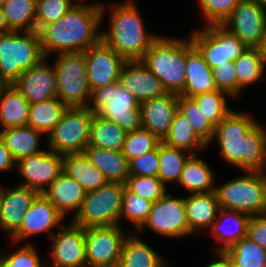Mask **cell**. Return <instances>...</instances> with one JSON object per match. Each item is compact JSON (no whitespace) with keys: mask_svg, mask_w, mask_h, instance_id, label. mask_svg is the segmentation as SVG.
<instances>
[{"mask_svg":"<svg viewBox=\"0 0 266 267\" xmlns=\"http://www.w3.org/2000/svg\"><path fill=\"white\" fill-rule=\"evenodd\" d=\"M247 47H264L266 43V12L257 0H241L222 23Z\"/></svg>","mask_w":266,"mask_h":267,"instance_id":"5bb4252c","label":"cell"},{"mask_svg":"<svg viewBox=\"0 0 266 267\" xmlns=\"http://www.w3.org/2000/svg\"><path fill=\"white\" fill-rule=\"evenodd\" d=\"M105 9L102 3L77 2L63 17L50 24L47 38L41 46L44 56L50 58L53 52H85L98 44Z\"/></svg>","mask_w":266,"mask_h":267,"instance_id":"7a4b0ae2","label":"cell"},{"mask_svg":"<svg viewBox=\"0 0 266 267\" xmlns=\"http://www.w3.org/2000/svg\"><path fill=\"white\" fill-rule=\"evenodd\" d=\"M237 85L244 90L246 86L264 81L266 61L264 51L258 47H247L234 61Z\"/></svg>","mask_w":266,"mask_h":267,"instance_id":"d6a6232c","label":"cell"},{"mask_svg":"<svg viewBox=\"0 0 266 267\" xmlns=\"http://www.w3.org/2000/svg\"><path fill=\"white\" fill-rule=\"evenodd\" d=\"M230 96L222 91L200 93L192 98L197 102L200 110L205 114L214 127H216L232 109L226 104Z\"/></svg>","mask_w":266,"mask_h":267,"instance_id":"ab89813d","label":"cell"},{"mask_svg":"<svg viewBox=\"0 0 266 267\" xmlns=\"http://www.w3.org/2000/svg\"><path fill=\"white\" fill-rule=\"evenodd\" d=\"M129 233L120 225L86 228L87 267H118L121 248Z\"/></svg>","mask_w":266,"mask_h":267,"instance_id":"4fadbf2b","label":"cell"},{"mask_svg":"<svg viewBox=\"0 0 266 267\" xmlns=\"http://www.w3.org/2000/svg\"><path fill=\"white\" fill-rule=\"evenodd\" d=\"M222 185L214 186V194L221 208L239 211L248 216L266 214V174L245 171Z\"/></svg>","mask_w":266,"mask_h":267,"instance_id":"5b68a950","label":"cell"},{"mask_svg":"<svg viewBox=\"0 0 266 267\" xmlns=\"http://www.w3.org/2000/svg\"><path fill=\"white\" fill-rule=\"evenodd\" d=\"M42 194L65 217L69 212L74 211V216L79 212L87 193L77 181L62 172Z\"/></svg>","mask_w":266,"mask_h":267,"instance_id":"cb8c5ba5","label":"cell"},{"mask_svg":"<svg viewBox=\"0 0 266 267\" xmlns=\"http://www.w3.org/2000/svg\"><path fill=\"white\" fill-rule=\"evenodd\" d=\"M75 4L73 0H37L36 14L52 24L63 17Z\"/></svg>","mask_w":266,"mask_h":267,"instance_id":"681fc988","label":"cell"},{"mask_svg":"<svg viewBox=\"0 0 266 267\" xmlns=\"http://www.w3.org/2000/svg\"><path fill=\"white\" fill-rule=\"evenodd\" d=\"M247 237L266 250V214L250 216Z\"/></svg>","mask_w":266,"mask_h":267,"instance_id":"816d5d0a","label":"cell"},{"mask_svg":"<svg viewBox=\"0 0 266 267\" xmlns=\"http://www.w3.org/2000/svg\"><path fill=\"white\" fill-rule=\"evenodd\" d=\"M191 154L187 151L159 144L158 178L166 184L178 183L184 164Z\"/></svg>","mask_w":266,"mask_h":267,"instance_id":"8d00e7d4","label":"cell"},{"mask_svg":"<svg viewBox=\"0 0 266 267\" xmlns=\"http://www.w3.org/2000/svg\"><path fill=\"white\" fill-rule=\"evenodd\" d=\"M250 114L231 110L212 138L224 162L245 171L266 170V129Z\"/></svg>","mask_w":266,"mask_h":267,"instance_id":"6da1fadb","label":"cell"},{"mask_svg":"<svg viewBox=\"0 0 266 267\" xmlns=\"http://www.w3.org/2000/svg\"><path fill=\"white\" fill-rule=\"evenodd\" d=\"M87 79L91 90L119 82L120 71L126 60L102 40L85 52Z\"/></svg>","mask_w":266,"mask_h":267,"instance_id":"e0dca14e","label":"cell"},{"mask_svg":"<svg viewBox=\"0 0 266 267\" xmlns=\"http://www.w3.org/2000/svg\"><path fill=\"white\" fill-rule=\"evenodd\" d=\"M44 58L41 46L21 31L0 33V75L10 84Z\"/></svg>","mask_w":266,"mask_h":267,"instance_id":"8fae6325","label":"cell"},{"mask_svg":"<svg viewBox=\"0 0 266 267\" xmlns=\"http://www.w3.org/2000/svg\"><path fill=\"white\" fill-rule=\"evenodd\" d=\"M50 24L35 14L24 26L21 32L31 41L42 46L47 38Z\"/></svg>","mask_w":266,"mask_h":267,"instance_id":"f907efd6","label":"cell"},{"mask_svg":"<svg viewBox=\"0 0 266 267\" xmlns=\"http://www.w3.org/2000/svg\"><path fill=\"white\" fill-rule=\"evenodd\" d=\"M30 103L14 84L0 100V130L26 126Z\"/></svg>","mask_w":266,"mask_h":267,"instance_id":"1f68e13d","label":"cell"},{"mask_svg":"<svg viewBox=\"0 0 266 267\" xmlns=\"http://www.w3.org/2000/svg\"><path fill=\"white\" fill-rule=\"evenodd\" d=\"M17 161L13 158L8 148L5 146L3 139L0 136V173L16 170Z\"/></svg>","mask_w":266,"mask_h":267,"instance_id":"f5cc1de1","label":"cell"},{"mask_svg":"<svg viewBox=\"0 0 266 267\" xmlns=\"http://www.w3.org/2000/svg\"><path fill=\"white\" fill-rule=\"evenodd\" d=\"M125 185L132 193L152 203L168 193V188L158 177L129 176Z\"/></svg>","mask_w":266,"mask_h":267,"instance_id":"ee69618b","label":"cell"},{"mask_svg":"<svg viewBox=\"0 0 266 267\" xmlns=\"http://www.w3.org/2000/svg\"><path fill=\"white\" fill-rule=\"evenodd\" d=\"M119 84L140 104L168 93L161 80L141 60L126 61L120 71Z\"/></svg>","mask_w":266,"mask_h":267,"instance_id":"ffe728a7","label":"cell"},{"mask_svg":"<svg viewBox=\"0 0 266 267\" xmlns=\"http://www.w3.org/2000/svg\"><path fill=\"white\" fill-rule=\"evenodd\" d=\"M233 267H263L266 264V250L248 237L225 251Z\"/></svg>","mask_w":266,"mask_h":267,"instance_id":"f35d334b","label":"cell"},{"mask_svg":"<svg viewBox=\"0 0 266 267\" xmlns=\"http://www.w3.org/2000/svg\"><path fill=\"white\" fill-rule=\"evenodd\" d=\"M215 173L206 161L191 154L186 160L178 184L189 194L213 192Z\"/></svg>","mask_w":266,"mask_h":267,"instance_id":"f546056e","label":"cell"},{"mask_svg":"<svg viewBox=\"0 0 266 267\" xmlns=\"http://www.w3.org/2000/svg\"><path fill=\"white\" fill-rule=\"evenodd\" d=\"M178 111L189 120L194 132L207 145H211L215 127L200 110L192 97L178 95Z\"/></svg>","mask_w":266,"mask_h":267,"instance_id":"74e56055","label":"cell"},{"mask_svg":"<svg viewBox=\"0 0 266 267\" xmlns=\"http://www.w3.org/2000/svg\"><path fill=\"white\" fill-rule=\"evenodd\" d=\"M217 260L211 261L205 267H233L230 257L225 251H217Z\"/></svg>","mask_w":266,"mask_h":267,"instance_id":"db71d44e","label":"cell"},{"mask_svg":"<svg viewBox=\"0 0 266 267\" xmlns=\"http://www.w3.org/2000/svg\"><path fill=\"white\" fill-rule=\"evenodd\" d=\"M184 202L187 222L193 234L210 229L221 209L214 192L189 194L184 197Z\"/></svg>","mask_w":266,"mask_h":267,"instance_id":"484cf974","label":"cell"},{"mask_svg":"<svg viewBox=\"0 0 266 267\" xmlns=\"http://www.w3.org/2000/svg\"><path fill=\"white\" fill-rule=\"evenodd\" d=\"M87 107L127 133L142 127L140 103L119 82L92 90Z\"/></svg>","mask_w":266,"mask_h":267,"instance_id":"8992f818","label":"cell"},{"mask_svg":"<svg viewBox=\"0 0 266 267\" xmlns=\"http://www.w3.org/2000/svg\"><path fill=\"white\" fill-rule=\"evenodd\" d=\"M10 85L11 84L0 75V100L3 98L5 91Z\"/></svg>","mask_w":266,"mask_h":267,"instance_id":"9f6ffc18","label":"cell"},{"mask_svg":"<svg viewBox=\"0 0 266 267\" xmlns=\"http://www.w3.org/2000/svg\"><path fill=\"white\" fill-rule=\"evenodd\" d=\"M110 11L109 26L101 31V40L126 61L141 60L160 35L146 31L134 0L114 3Z\"/></svg>","mask_w":266,"mask_h":267,"instance_id":"3957f363","label":"cell"},{"mask_svg":"<svg viewBox=\"0 0 266 267\" xmlns=\"http://www.w3.org/2000/svg\"><path fill=\"white\" fill-rule=\"evenodd\" d=\"M250 216L239 211L221 208L213 222L210 233L218 241L216 251H226L241 239L247 237Z\"/></svg>","mask_w":266,"mask_h":267,"instance_id":"d4e9b609","label":"cell"},{"mask_svg":"<svg viewBox=\"0 0 266 267\" xmlns=\"http://www.w3.org/2000/svg\"><path fill=\"white\" fill-rule=\"evenodd\" d=\"M6 0H0V7H2L4 5Z\"/></svg>","mask_w":266,"mask_h":267,"instance_id":"94428289","label":"cell"},{"mask_svg":"<svg viewBox=\"0 0 266 267\" xmlns=\"http://www.w3.org/2000/svg\"><path fill=\"white\" fill-rule=\"evenodd\" d=\"M45 60L46 57L32 68L24 70L14 83L30 104L57 97L55 70L53 65Z\"/></svg>","mask_w":266,"mask_h":267,"instance_id":"d6986e66","label":"cell"},{"mask_svg":"<svg viewBox=\"0 0 266 267\" xmlns=\"http://www.w3.org/2000/svg\"><path fill=\"white\" fill-rule=\"evenodd\" d=\"M39 193L34 189L17 185L7 189L0 186V228L10 237L20 228L24 215Z\"/></svg>","mask_w":266,"mask_h":267,"instance_id":"44dd1931","label":"cell"},{"mask_svg":"<svg viewBox=\"0 0 266 267\" xmlns=\"http://www.w3.org/2000/svg\"><path fill=\"white\" fill-rule=\"evenodd\" d=\"M188 38V40L186 39V79L181 95L193 97L200 93L217 90L212 69L193 46L190 37Z\"/></svg>","mask_w":266,"mask_h":267,"instance_id":"603a6c76","label":"cell"},{"mask_svg":"<svg viewBox=\"0 0 266 267\" xmlns=\"http://www.w3.org/2000/svg\"><path fill=\"white\" fill-rule=\"evenodd\" d=\"M165 145L195 154V151L207 149V145L194 132L189 120L177 111L169 133L162 141Z\"/></svg>","mask_w":266,"mask_h":267,"instance_id":"e575fe53","label":"cell"},{"mask_svg":"<svg viewBox=\"0 0 266 267\" xmlns=\"http://www.w3.org/2000/svg\"><path fill=\"white\" fill-rule=\"evenodd\" d=\"M68 107L58 98L30 104L27 126L47 135L61 120Z\"/></svg>","mask_w":266,"mask_h":267,"instance_id":"836d02e7","label":"cell"},{"mask_svg":"<svg viewBox=\"0 0 266 267\" xmlns=\"http://www.w3.org/2000/svg\"><path fill=\"white\" fill-rule=\"evenodd\" d=\"M262 9L266 12V0H257Z\"/></svg>","mask_w":266,"mask_h":267,"instance_id":"6f0895ef","label":"cell"},{"mask_svg":"<svg viewBox=\"0 0 266 267\" xmlns=\"http://www.w3.org/2000/svg\"><path fill=\"white\" fill-rule=\"evenodd\" d=\"M193 46L210 66H223L237 60L247 46L222 24L205 25L191 32Z\"/></svg>","mask_w":266,"mask_h":267,"instance_id":"30bf717a","label":"cell"},{"mask_svg":"<svg viewBox=\"0 0 266 267\" xmlns=\"http://www.w3.org/2000/svg\"><path fill=\"white\" fill-rule=\"evenodd\" d=\"M142 127L163 141L178 111V94L167 93L140 104Z\"/></svg>","mask_w":266,"mask_h":267,"instance_id":"7402d4cb","label":"cell"},{"mask_svg":"<svg viewBox=\"0 0 266 267\" xmlns=\"http://www.w3.org/2000/svg\"><path fill=\"white\" fill-rule=\"evenodd\" d=\"M8 32V25L2 7H0V33Z\"/></svg>","mask_w":266,"mask_h":267,"instance_id":"11a10c76","label":"cell"},{"mask_svg":"<svg viewBox=\"0 0 266 267\" xmlns=\"http://www.w3.org/2000/svg\"><path fill=\"white\" fill-rule=\"evenodd\" d=\"M83 154L92 165L103 172L108 182L126 184L130 176L129 161L122 151L88 146Z\"/></svg>","mask_w":266,"mask_h":267,"instance_id":"4316f807","label":"cell"},{"mask_svg":"<svg viewBox=\"0 0 266 267\" xmlns=\"http://www.w3.org/2000/svg\"><path fill=\"white\" fill-rule=\"evenodd\" d=\"M62 172L77 181L86 193L94 192L108 183L103 172L92 165L83 153L63 155Z\"/></svg>","mask_w":266,"mask_h":267,"instance_id":"f1b7e54d","label":"cell"},{"mask_svg":"<svg viewBox=\"0 0 266 267\" xmlns=\"http://www.w3.org/2000/svg\"><path fill=\"white\" fill-rule=\"evenodd\" d=\"M151 206L152 202L132 193L125 186L120 220L124 218L131 222L135 230L131 232L136 233L147 221L151 211Z\"/></svg>","mask_w":266,"mask_h":267,"instance_id":"60d3db41","label":"cell"},{"mask_svg":"<svg viewBox=\"0 0 266 267\" xmlns=\"http://www.w3.org/2000/svg\"><path fill=\"white\" fill-rule=\"evenodd\" d=\"M161 142L149 130L141 127L127 133L122 153L130 162L155 149Z\"/></svg>","mask_w":266,"mask_h":267,"instance_id":"7bdbcfd3","label":"cell"},{"mask_svg":"<svg viewBox=\"0 0 266 267\" xmlns=\"http://www.w3.org/2000/svg\"><path fill=\"white\" fill-rule=\"evenodd\" d=\"M138 235L130 232L125 238L118 267H164L167 260Z\"/></svg>","mask_w":266,"mask_h":267,"instance_id":"83f0119b","label":"cell"},{"mask_svg":"<svg viewBox=\"0 0 266 267\" xmlns=\"http://www.w3.org/2000/svg\"><path fill=\"white\" fill-rule=\"evenodd\" d=\"M0 267H4V264H3V261H2L1 253H0Z\"/></svg>","mask_w":266,"mask_h":267,"instance_id":"91938a15","label":"cell"},{"mask_svg":"<svg viewBox=\"0 0 266 267\" xmlns=\"http://www.w3.org/2000/svg\"><path fill=\"white\" fill-rule=\"evenodd\" d=\"M146 228L169 239L178 240L192 235L187 222L184 198L171 197V194L166 193L152 203L147 221L136 233L140 234Z\"/></svg>","mask_w":266,"mask_h":267,"instance_id":"7c38bea8","label":"cell"},{"mask_svg":"<svg viewBox=\"0 0 266 267\" xmlns=\"http://www.w3.org/2000/svg\"><path fill=\"white\" fill-rule=\"evenodd\" d=\"M205 25L222 24L241 0H197Z\"/></svg>","mask_w":266,"mask_h":267,"instance_id":"f6af8a7d","label":"cell"},{"mask_svg":"<svg viewBox=\"0 0 266 267\" xmlns=\"http://www.w3.org/2000/svg\"><path fill=\"white\" fill-rule=\"evenodd\" d=\"M42 135V132L27 125L0 130L5 146L16 161L43 151L39 144Z\"/></svg>","mask_w":266,"mask_h":267,"instance_id":"4dcf8cb0","label":"cell"},{"mask_svg":"<svg viewBox=\"0 0 266 267\" xmlns=\"http://www.w3.org/2000/svg\"><path fill=\"white\" fill-rule=\"evenodd\" d=\"M65 217L54 207V205L39 193L24 215L20 228L11 236V243H20L34 235L48 232L50 238L54 232L51 230L60 228Z\"/></svg>","mask_w":266,"mask_h":267,"instance_id":"ac0fdd59","label":"cell"},{"mask_svg":"<svg viewBox=\"0 0 266 267\" xmlns=\"http://www.w3.org/2000/svg\"><path fill=\"white\" fill-rule=\"evenodd\" d=\"M63 155L48 149L20 158L16 170L24 182L18 184L42 193L62 173Z\"/></svg>","mask_w":266,"mask_h":267,"instance_id":"9a60e30c","label":"cell"},{"mask_svg":"<svg viewBox=\"0 0 266 267\" xmlns=\"http://www.w3.org/2000/svg\"><path fill=\"white\" fill-rule=\"evenodd\" d=\"M125 184L108 182L86 194L79 212L71 221L82 228L121 225L120 214Z\"/></svg>","mask_w":266,"mask_h":267,"instance_id":"ba28073f","label":"cell"},{"mask_svg":"<svg viewBox=\"0 0 266 267\" xmlns=\"http://www.w3.org/2000/svg\"><path fill=\"white\" fill-rule=\"evenodd\" d=\"M159 145L144 155L129 162L130 176L158 177Z\"/></svg>","mask_w":266,"mask_h":267,"instance_id":"c3c4849f","label":"cell"},{"mask_svg":"<svg viewBox=\"0 0 266 267\" xmlns=\"http://www.w3.org/2000/svg\"><path fill=\"white\" fill-rule=\"evenodd\" d=\"M212 74L217 90L227 93L232 99L233 97H239L241 92H243L237 85L234 62L212 68Z\"/></svg>","mask_w":266,"mask_h":267,"instance_id":"7dc6e473","label":"cell"},{"mask_svg":"<svg viewBox=\"0 0 266 267\" xmlns=\"http://www.w3.org/2000/svg\"><path fill=\"white\" fill-rule=\"evenodd\" d=\"M37 0H6L2 6L9 31H21L36 14Z\"/></svg>","mask_w":266,"mask_h":267,"instance_id":"b9f144b4","label":"cell"},{"mask_svg":"<svg viewBox=\"0 0 266 267\" xmlns=\"http://www.w3.org/2000/svg\"><path fill=\"white\" fill-rule=\"evenodd\" d=\"M127 132L116 123L94 114L91 122L89 146L122 151Z\"/></svg>","mask_w":266,"mask_h":267,"instance_id":"d590c367","label":"cell"},{"mask_svg":"<svg viewBox=\"0 0 266 267\" xmlns=\"http://www.w3.org/2000/svg\"><path fill=\"white\" fill-rule=\"evenodd\" d=\"M54 61L57 97L67 107H87L92 90L87 79L84 52L58 53Z\"/></svg>","mask_w":266,"mask_h":267,"instance_id":"52a82bcc","label":"cell"},{"mask_svg":"<svg viewBox=\"0 0 266 267\" xmlns=\"http://www.w3.org/2000/svg\"><path fill=\"white\" fill-rule=\"evenodd\" d=\"M51 265L47 267H86L85 229L72 221L63 224L51 237Z\"/></svg>","mask_w":266,"mask_h":267,"instance_id":"2e32d148","label":"cell"},{"mask_svg":"<svg viewBox=\"0 0 266 267\" xmlns=\"http://www.w3.org/2000/svg\"><path fill=\"white\" fill-rule=\"evenodd\" d=\"M263 51H264V57H265V61H266V43H265V45L263 47Z\"/></svg>","mask_w":266,"mask_h":267,"instance_id":"680465c9","label":"cell"},{"mask_svg":"<svg viewBox=\"0 0 266 267\" xmlns=\"http://www.w3.org/2000/svg\"><path fill=\"white\" fill-rule=\"evenodd\" d=\"M4 267H47L42 264L37 248L33 244L20 245L19 249L12 253L1 252Z\"/></svg>","mask_w":266,"mask_h":267,"instance_id":"bcb514c9","label":"cell"},{"mask_svg":"<svg viewBox=\"0 0 266 267\" xmlns=\"http://www.w3.org/2000/svg\"><path fill=\"white\" fill-rule=\"evenodd\" d=\"M141 62L161 80L167 92L178 95L183 93L186 79V39L160 35Z\"/></svg>","mask_w":266,"mask_h":267,"instance_id":"277c9868","label":"cell"},{"mask_svg":"<svg viewBox=\"0 0 266 267\" xmlns=\"http://www.w3.org/2000/svg\"><path fill=\"white\" fill-rule=\"evenodd\" d=\"M94 113L88 107H68L47 135V146L59 155L81 154L89 146Z\"/></svg>","mask_w":266,"mask_h":267,"instance_id":"9c48e42d","label":"cell"}]
</instances>
